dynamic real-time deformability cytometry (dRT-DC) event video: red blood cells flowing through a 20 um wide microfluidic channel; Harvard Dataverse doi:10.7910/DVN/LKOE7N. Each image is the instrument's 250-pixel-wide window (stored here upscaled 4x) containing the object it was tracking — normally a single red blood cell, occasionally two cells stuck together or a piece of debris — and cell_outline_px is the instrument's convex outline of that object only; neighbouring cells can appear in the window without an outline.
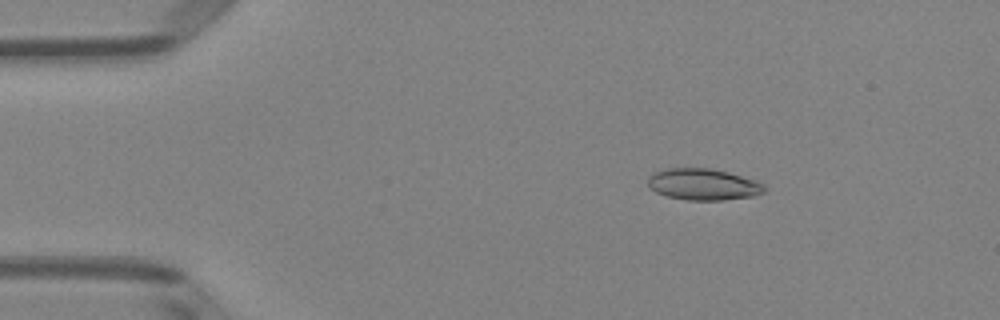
{"species": "Egyptian fruit bat (a non-hibernating species)", "species_latin": "Rousettus aegyptiacus", "temperature_condition": "room temperature", "stored_images_in_passage": 51, "camera_frame_rate_fps": 3000, "um_per_image_px": 0.085, "animal": {"sex": "female"}, "frame": {"image": 1, "passage_image": 8, "time_ms": 2.333, "image_size_px": [1000, 320], "cell_outline_px": [[768, 188], [764, 192], [752, 196], [724, 200], [688, 200], [668, 196], [656, 192], [648, 184], [648, 176], [664, 168], [712, 168], [728, 172], [756, 180], [764, 184]], "centroid_in_image_um": [59.81, 15.66], "position_along_channel_um": 25.2, "area_um2": 21.39}}
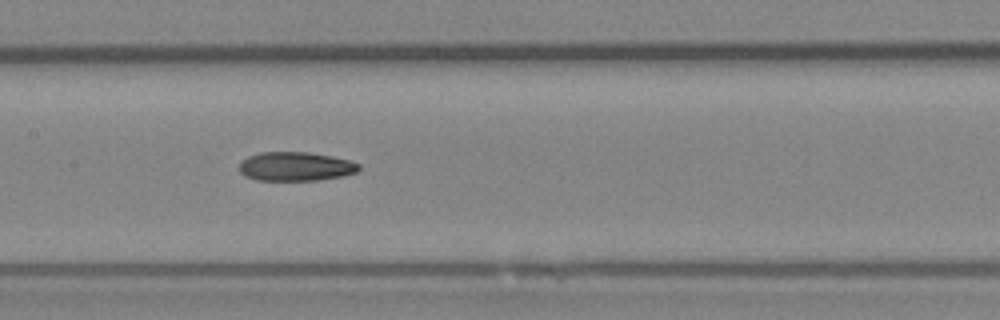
{"frame": {"image": 2, "passage_image": 25, "time_ms": 8.0, "image_size_px": [1000, 320], "cell_outline_px": [[360, 168], [356, 172], [344, 176], [316, 180], [256, 180], [244, 176], [240, 172], [240, 160], [248, 156], [260, 152], [308, 152], [332, 156], [348, 160], [360, 164]], "centroid_in_image_um": [25.11, 14.14], "position_along_channel_um": 182.3, "area_um2": 20.29}}
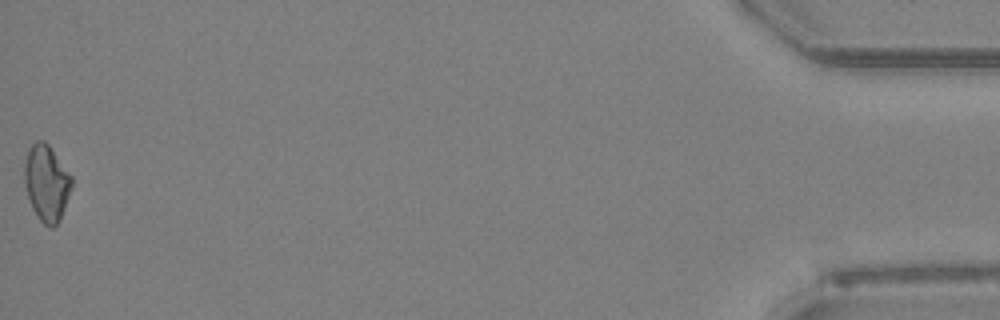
{"frame": {"image": 3, "passage_image": 51, "time_ms": 16.667, "image_size_px": [1000, 320], "cell_outline_px": [[72, 188], [60, 220], [52, 228], [48, 228], [40, 220], [32, 208], [24, 184], [24, 164], [28, 148], [36, 140], [44, 140], [48, 144], [72, 176]], "centroid_in_image_um": [3.95, 15.55], "position_along_channel_um": 431.2, "area_um2": 21.1}, "authors_computed_cell_mechanics": {"area_um2": 20.6924, "velocity_mm_per_s": 4.0072, "shape_relaxation_time_tau1_ms": 6.6438, "shape_relaxation_time_tau2_ms": null, "deformation_change_tau1": 0.1549, "deformation_change_tau2": null}}